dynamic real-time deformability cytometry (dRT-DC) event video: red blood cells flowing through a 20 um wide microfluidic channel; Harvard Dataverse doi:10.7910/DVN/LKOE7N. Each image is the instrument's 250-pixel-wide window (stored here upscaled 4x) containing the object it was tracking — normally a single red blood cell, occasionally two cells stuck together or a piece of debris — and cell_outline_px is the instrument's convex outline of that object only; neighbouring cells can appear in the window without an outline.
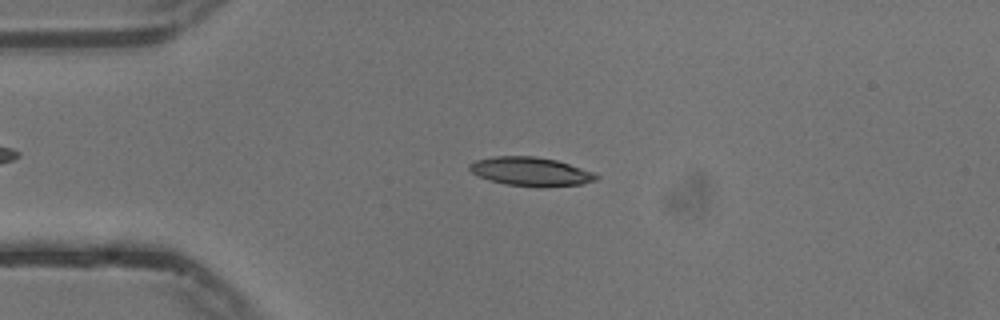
{"species": "common noctule bat (a hibernating species)", "species_latin": "Nyctalus noctula", "temperature_condition": "cold", "stored_images_in_passage": 54, "camera_frame_rate_fps": 3000, "um_per_image_px": 0.085, "animal": {"sex": "male", "body_mass_g": 13.3}, "frame": {"image": 1, "passage_image": 12, "time_ms": 3.667, "image_size_px": [1000, 320], "cell_outline_px": [[600, 176], [596, 180], [580, 184], [544, 188], [536, 188], [504, 184], [488, 180], [472, 172], [468, 168], [468, 164], [476, 160], [496, 156], [536, 156], [556, 160], [592, 172]], "centroid_in_image_um": [45.09, 14.6], "position_along_channel_um": 39.9, "area_um2": 21.39}}
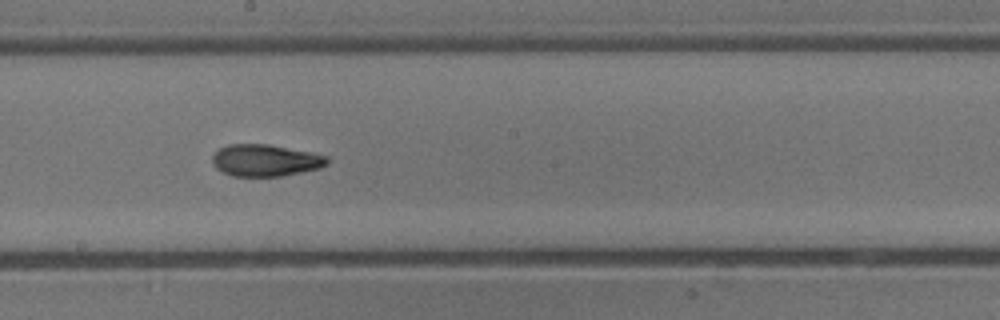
{"frame": {"image": 2, "passage_image": 29, "time_ms": 9.333, "image_size_px": [1000, 320], "cell_outline_px": [[328, 164], [320, 168], [280, 176], [232, 176], [216, 168], [212, 164], [212, 156], [220, 148], [228, 144], [268, 144], [328, 156]], "centroid_in_image_um": [22.54, 13.63], "position_along_channel_um": 225.7, "area_um2": 21.15}}
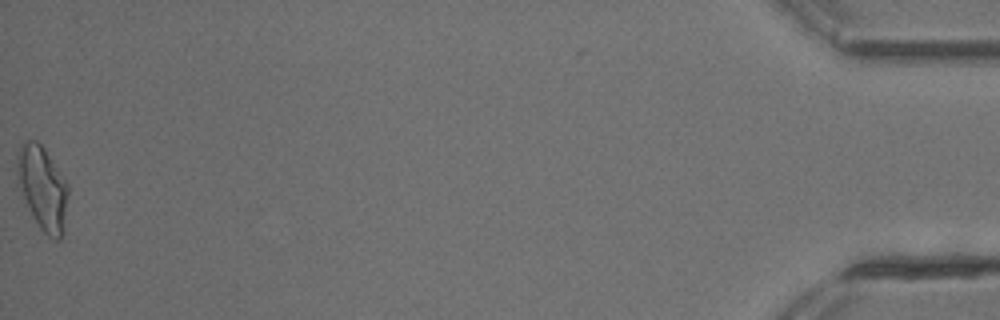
{"frame": {"image": 3, "passage_image": 54, "time_ms": 17.667, "image_size_px": [1000, 320], "cell_outline_px": [[68, 192], [64, 232], [60, 240], [56, 240], [48, 236], [40, 228], [24, 196], [20, 184], [16, 160], [16, 152], [24, 140], [36, 140], [44, 148], [68, 184]], "centroid_in_image_um": [3.65, 15.96], "position_along_channel_um": 431.6, "area_um2": 24.33}, "authors_computed_cell_mechanics": {"area_um2": 21.1548, "velocity_mm_per_s": 3.7433, "shape_relaxation_time_tau1_ms": 4.0771, "shape_relaxation_time_tau2_ms": 2.5504, "deformation_change_tau1": 0.183, "deformation_change_tau2": 0.097}}